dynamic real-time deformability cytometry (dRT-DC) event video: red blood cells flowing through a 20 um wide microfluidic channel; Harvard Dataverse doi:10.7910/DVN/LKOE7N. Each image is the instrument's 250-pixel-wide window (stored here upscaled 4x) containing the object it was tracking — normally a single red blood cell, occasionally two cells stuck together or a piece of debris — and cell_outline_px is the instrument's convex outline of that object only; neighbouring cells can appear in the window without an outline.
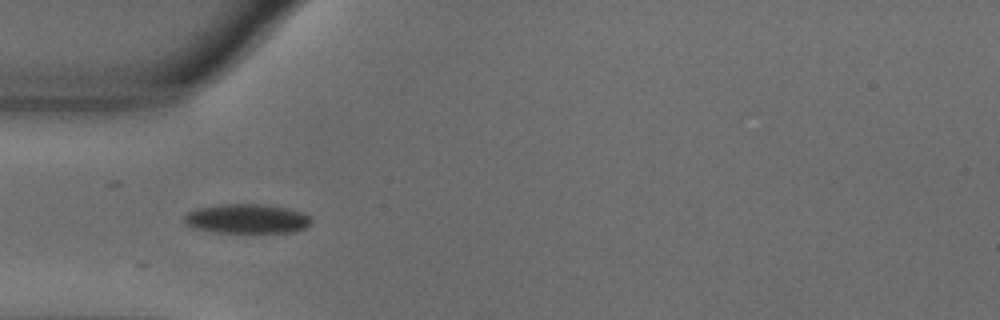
{"species": "common noctule bat (a hibernating species)", "species_latin": "Nyctalus noctula", "temperature_condition": "warm", "stored_images_in_passage": 25, "camera_frame_rate_fps": 3000, "um_per_image_px": 0.085, "animal": {"sex": "male", "body_mass_g": 18.8}, "frame": {"image": 1, "passage_image": 1, "time_ms": 0.0, "image_size_px": [1000, 320], "cell_outline_px": [[312, 220], [304, 228], [292, 232], [212, 232], [196, 228], [188, 224], [184, 220], [184, 216], [188, 212], [196, 208], [220, 204], [268, 204], [288, 208], [300, 212], [308, 216]], "centroid_in_image_um": [20.97, 18.58], "position_along_channel_um": 64.0, "area_um2": 21.62}}
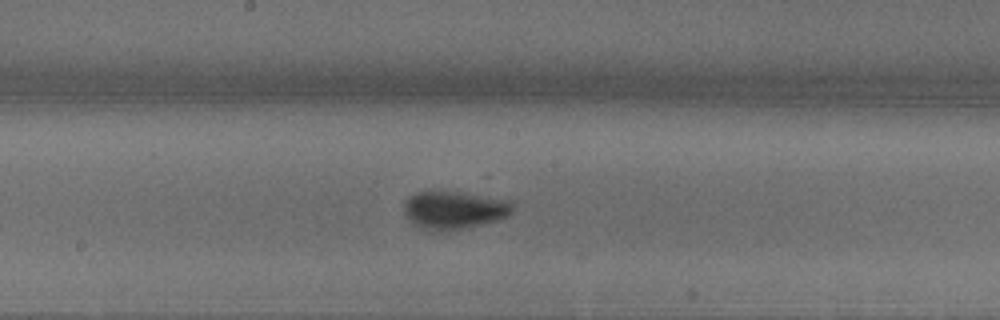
{"frame": {"image": 2, "passage_image": 13, "time_ms": 4.0, "image_size_px": [1000, 320], "cell_outline_px": [[516, 208], [508, 216], [444, 232], [432, 232], [420, 228], [408, 220], [404, 212], [404, 204], [408, 196], [416, 192], [452, 192], [512, 200]], "centroid_in_image_um": [38.56, 17.86], "position_along_channel_um": 209.6, "area_um2": 23.76}}
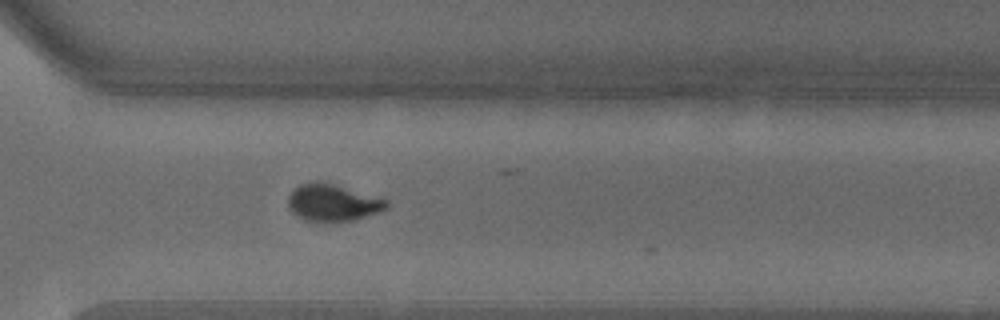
{"frame": {"image": 3, "passage_image": 24, "time_ms": 7.667, "image_size_px": [1000, 320], "cell_outline_px": [[388, 208], [356, 220], [304, 220], [296, 216], [288, 208], [288, 196], [300, 184], [312, 180], [320, 180], [384, 196], [388, 200]], "centroid_in_image_um": [28.34, 17.17], "position_along_channel_um": 342.3, "area_um2": 21.68}}